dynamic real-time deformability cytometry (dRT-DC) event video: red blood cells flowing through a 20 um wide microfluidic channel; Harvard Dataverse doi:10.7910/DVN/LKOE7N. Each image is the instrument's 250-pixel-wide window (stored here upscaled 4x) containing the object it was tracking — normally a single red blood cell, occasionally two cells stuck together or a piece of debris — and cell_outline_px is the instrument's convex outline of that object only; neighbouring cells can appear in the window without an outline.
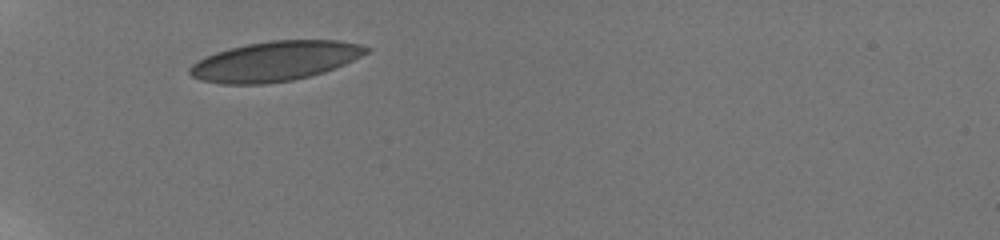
{"species": "human", "species_latin": "Homo sapiens", "temperature_condition": "room temperature", "stored_images_in_passage": 27, "camera_frame_rate_fps": 3000, "um_per_image_px": 0.085, "donor": {"sex": "male"}, "frame": {"image": 1, "passage_image": 1, "time_ms": 0.0, "image_size_px": [1000, 240], "cell_outline_px": [[372, 48], [368, 52], [344, 64], [324, 72], [292, 80], [264, 84], [220, 84], [200, 80], [192, 76], [188, 72], [188, 68], [196, 60], [216, 52], [248, 44], [272, 40], [340, 40], [360, 44]], "centroid_in_image_um": [23.36, 5.2], "position_along_channel_um": 61.6, "area_um2": 40.81}}
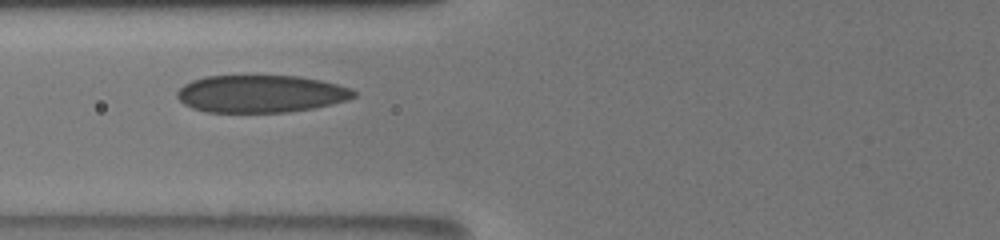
{"frame": {"image": 2, "passage_image": 11, "time_ms": 1.667, "image_size_px": [1000, 240], "cell_outline_px": [[356, 96], [348, 100], [332, 104], [312, 108], [288, 112], [208, 112], [192, 108], [184, 104], [176, 96], [176, 92], [184, 84], [192, 80], [204, 76], [300, 76], [320, 80], [352, 88], [356, 92]], "centroid_in_image_um": [22.17, 7.97], "position_along_channel_um": 103.6, "area_um2": 38.61}}